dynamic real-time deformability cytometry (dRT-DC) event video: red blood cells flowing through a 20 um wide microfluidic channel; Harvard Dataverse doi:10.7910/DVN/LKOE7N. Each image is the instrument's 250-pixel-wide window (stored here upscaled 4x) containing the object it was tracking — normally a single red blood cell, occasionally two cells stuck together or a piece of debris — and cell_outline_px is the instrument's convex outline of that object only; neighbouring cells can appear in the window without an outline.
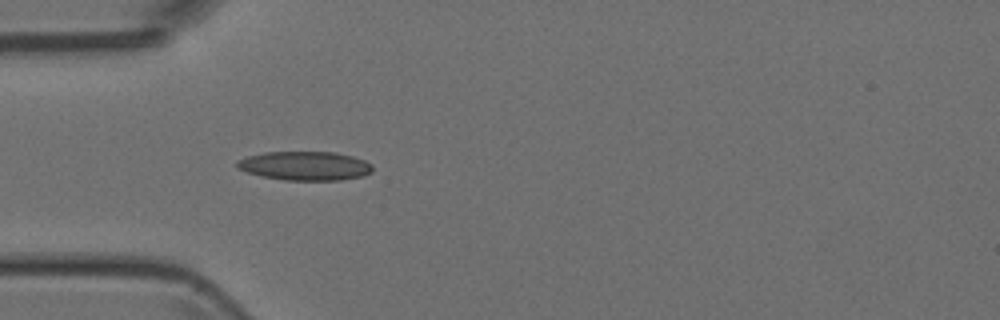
{"species": "Egyptian fruit bat (a non-hibernating species)", "species_latin": "Rousettus aegyptiacus", "temperature_condition": "room temperature", "stored_images_in_passage": 3, "camera_frame_rate_fps": 3000, "um_per_image_px": 0.085, "animal": {"sex": "female"}, "frame": {"image": 1, "passage_image": 3, "time_ms": 2.333, "image_size_px": [1000, 320], "cell_outline_px": [[372, 172], [364, 176], [340, 180], [284, 180], [260, 176], [236, 168], [236, 160], [248, 156], [264, 152], [336, 152], [352, 156], [364, 160], [372, 164]], "centroid_in_image_um": [25.92, 14.1], "position_along_channel_um": 59.1, "area_um2": 23.0}}